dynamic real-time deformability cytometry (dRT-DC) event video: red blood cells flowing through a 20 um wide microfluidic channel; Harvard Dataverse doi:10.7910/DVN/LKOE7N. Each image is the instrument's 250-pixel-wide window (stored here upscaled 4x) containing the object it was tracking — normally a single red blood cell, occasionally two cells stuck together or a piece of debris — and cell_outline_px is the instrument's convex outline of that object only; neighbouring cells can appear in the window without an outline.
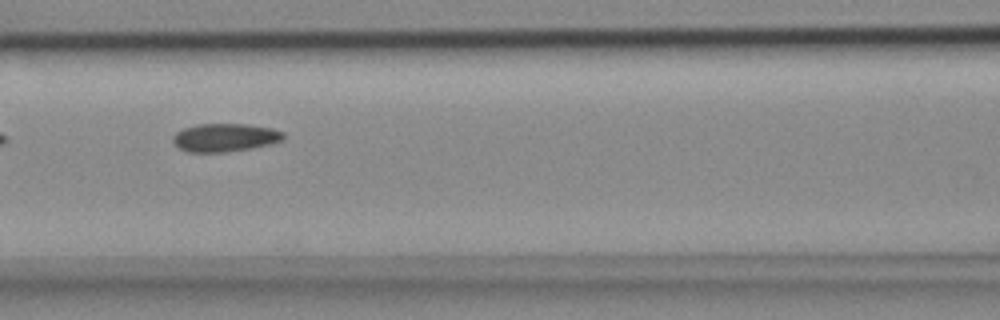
{"species": "common noctule bat (a hibernating species)", "species_latin": "Nyctalus noctula", "temperature_condition": "cold", "stored_images_in_passage": 8, "camera_frame_rate_fps": 3000, "um_per_image_px": 0.085, "animal": {"sex": "female", "body_mass_g": 18.4}, "frame": {"image": 1, "passage_image": 7, "time_ms": 2.0, "image_size_px": [1000, 320], "cell_outline_px": [[284, 140], [272, 144], [252, 148], [224, 152], [188, 152], [180, 148], [172, 140], [172, 136], [176, 132], [184, 128], [196, 124], [248, 124], [272, 128], [284, 132]], "centroid_in_image_um": [19.15, 11.69], "position_along_channel_um": 147.5, "area_um2": 18.26}}
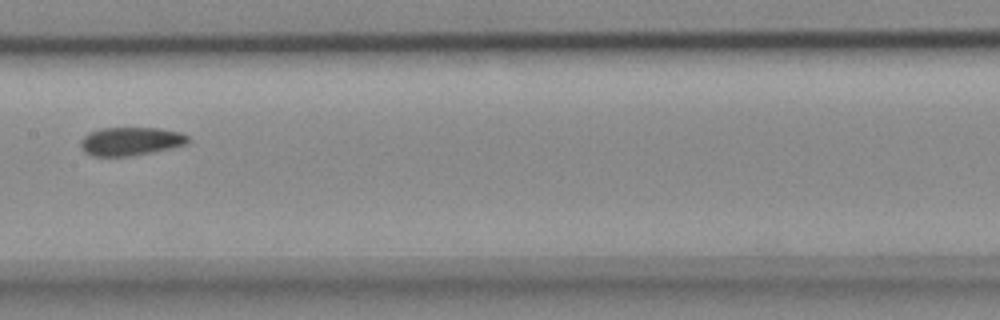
{"frame": {"image": 2, "passage_image": 8, "time_ms": 2.333, "image_size_px": [1000, 320], "cell_outline_px": [[188, 140], [184, 144], [172, 148], [132, 156], [92, 156], [84, 152], [80, 144], [80, 140], [88, 132], [100, 128], [160, 128], [180, 132], [188, 136]], "centroid_in_image_um": [11.06, 12.01], "position_along_channel_um": 196.3, "area_um2": 17.8}}